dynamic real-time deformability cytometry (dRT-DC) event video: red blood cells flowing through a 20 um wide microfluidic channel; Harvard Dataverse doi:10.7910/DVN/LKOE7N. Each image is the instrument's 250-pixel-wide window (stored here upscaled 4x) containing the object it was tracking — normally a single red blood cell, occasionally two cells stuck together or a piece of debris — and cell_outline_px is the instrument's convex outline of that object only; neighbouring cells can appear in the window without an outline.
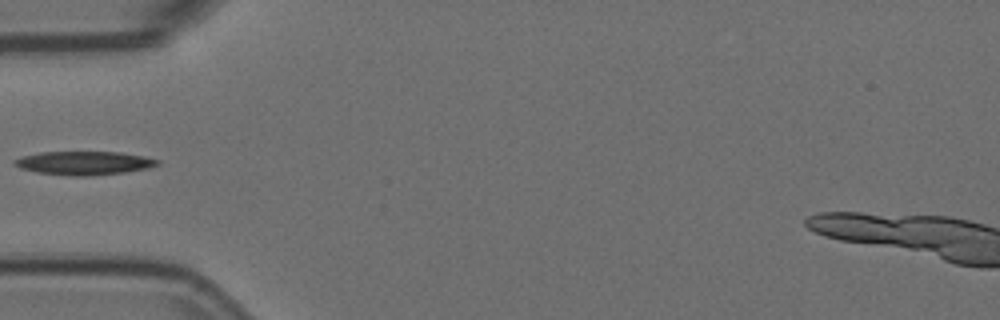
{"species": "Egyptian fruit bat (a non-hibernating species)", "species_latin": "Rousettus aegyptiacus", "temperature_condition": "room temperature", "stored_images_in_passage": 38, "camera_frame_rate_fps": 3000, "um_per_image_px": 0.085, "animal": {"sex": "female"}, "frame": {"image": 1, "passage_image": 1, "time_ms": 0.0, "image_size_px": [1000, 320], "cell_outline_px": [[160, 164], [148, 168], [124, 172], [88, 176], [72, 176], [36, 172], [20, 168], [12, 164], [12, 160], [20, 156], [40, 152], [120, 152], [144, 156], [160, 160]], "centroid_in_image_um": [7.11, 13.85], "position_along_channel_um": 77.9, "area_um2": 19.77}}
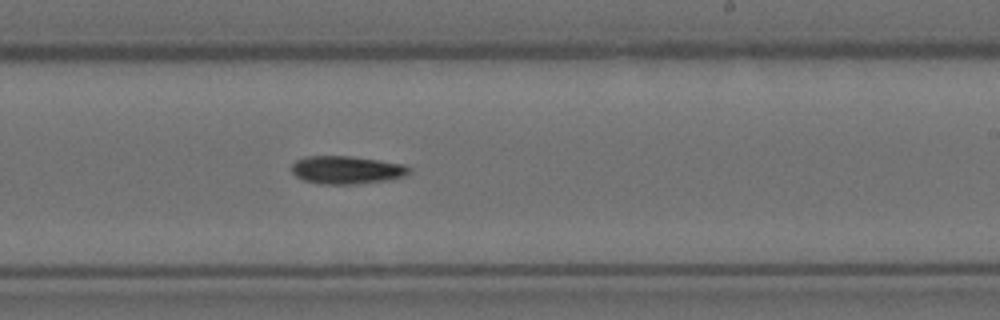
{"frame": {"image": 2, "passage_image": 16, "time_ms": 5.0, "image_size_px": [1000, 320], "cell_outline_px": [[412, 172], [404, 176], [388, 180], [356, 184], [320, 184], [304, 180], [296, 176], [292, 172], [292, 164], [296, 160], [308, 156], [348, 156], [380, 160], [404, 164], [412, 168]], "centroid_in_image_um": [29.5, 14.44], "position_along_channel_um": 259.5, "area_um2": 19.25}}
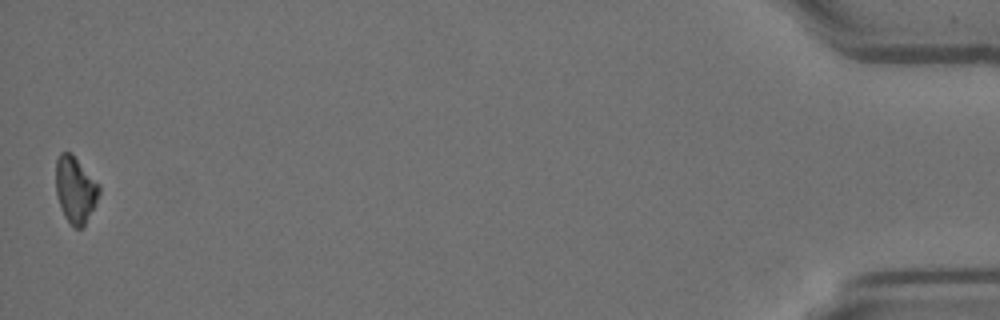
{"frame": {"image": 3, "passage_image": 38, "time_ms": 12.333, "image_size_px": [1000, 320], "cell_outline_px": [[100, 192], [96, 204], [84, 224], [80, 228], [76, 228], [64, 216], [56, 192], [56, 160], [60, 152], [72, 152], [100, 184]], "centroid_in_image_um": [6.42, 16.06], "position_along_channel_um": 428.8, "area_um2": 16.76}}